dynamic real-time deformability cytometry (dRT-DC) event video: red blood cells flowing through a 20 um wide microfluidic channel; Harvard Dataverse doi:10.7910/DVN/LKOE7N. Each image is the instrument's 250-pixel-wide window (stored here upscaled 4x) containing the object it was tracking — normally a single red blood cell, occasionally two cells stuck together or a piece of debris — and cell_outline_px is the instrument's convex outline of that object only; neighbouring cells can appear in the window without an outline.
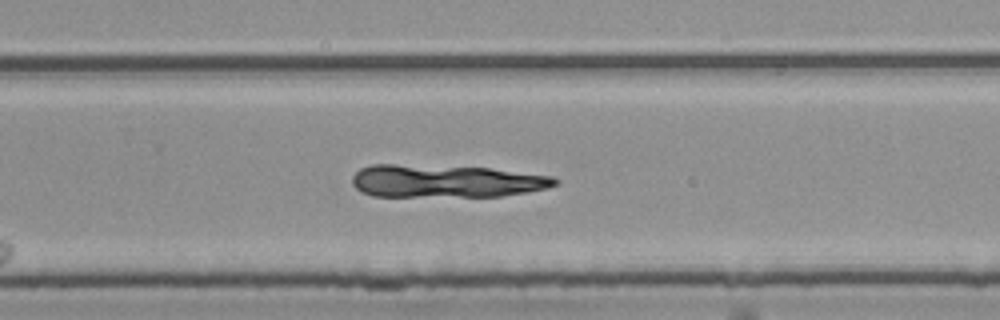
{"species": "common noctule bat (a hibernating species)", "species_latin": "Nyctalus noctula", "temperature_condition": "room temperature", "stored_images_in_passage": 10, "camera_frame_rate_fps": 3000, "um_per_image_px": 0.085, "animal": {"sex": "female", "body_mass_g": 25.1}, "frame": {"image": 1, "passage_image": 10, "time_ms": 3.0, "image_size_px": [1000, 320], "cell_outline_px": [[560, 184], [548, 188], [528, 192], [500, 196], [372, 196], [356, 188], [352, 184], [352, 176], [360, 168], [372, 164], [396, 164], [488, 168], [552, 176], [560, 180]], "centroid_in_image_um": [37.91, 15.39], "position_along_channel_um": 291.9, "area_um2": 38.73}}